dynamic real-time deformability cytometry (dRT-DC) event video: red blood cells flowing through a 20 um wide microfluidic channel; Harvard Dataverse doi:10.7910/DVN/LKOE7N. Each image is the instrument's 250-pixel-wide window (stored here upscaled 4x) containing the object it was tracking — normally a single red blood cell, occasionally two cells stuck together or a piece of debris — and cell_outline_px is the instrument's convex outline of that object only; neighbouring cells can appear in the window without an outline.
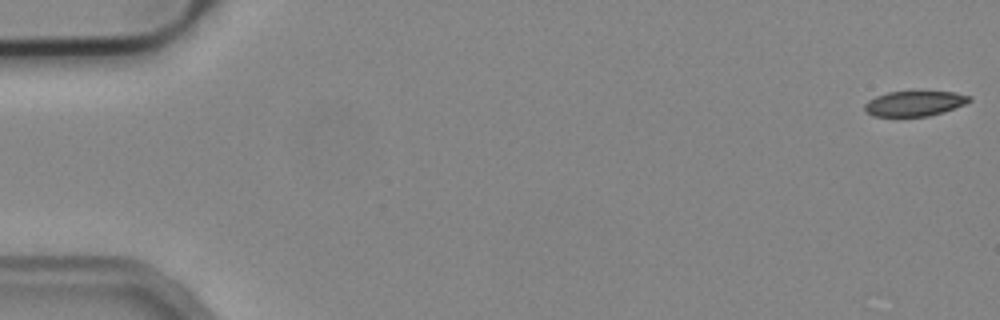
{"species": "common noctule bat (a hibernating species)", "species_latin": "Nyctalus noctula", "temperature_condition": "cold", "stored_images_in_passage": 54, "camera_frame_rate_fps": 3000, "um_per_image_px": 0.085, "animal": {"sex": "male", "body_mass_g": 19.2, "forearm_length_mm": 51.8}, "frame": {"image": 1, "passage_image": 1, "time_ms": 0.0, "image_size_px": [1000, 320], "cell_outline_px": [[972, 100], [964, 104], [944, 112], [928, 116], [872, 116], [864, 108], [864, 104], [868, 100], [876, 96], [888, 92], [956, 92], [972, 96]], "centroid_in_image_um": [77.75, 8.79], "position_along_channel_um": 7.3, "area_um2": 15.26}}
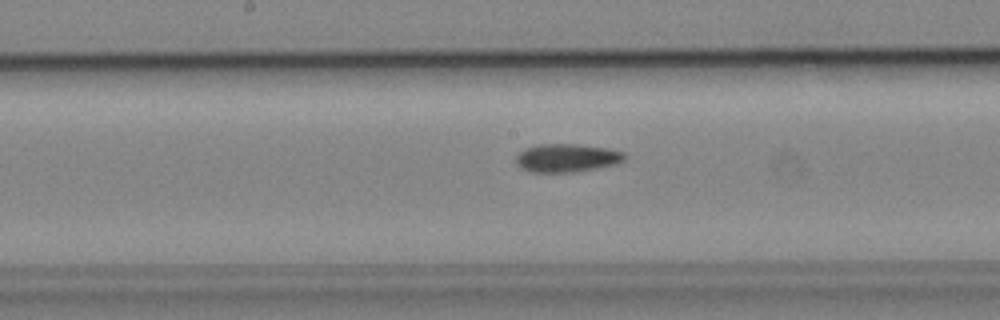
{"frame": {"image": 2, "passage_image": 28, "time_ms": 9.0, "image_size_px": [1000, 320], "cell_outline_px": [[628, 156], [624, 160], [616, 164], [576, 172], [532, 172], [520, 168], [516, 164], [516, 156], [524, 148], [540, 144], [576, 144], [604, 148], [624, 152]], "centroid_in_image_um": [48.17, 13.43], "position_along_channel_um": 200.0, "area_um2": 17.92}}
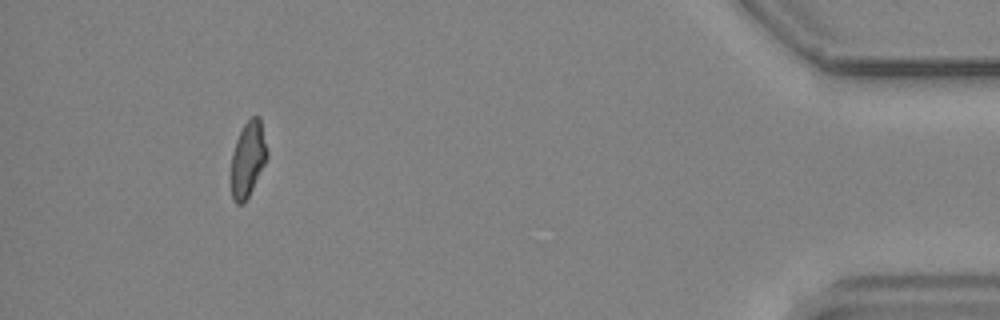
{"frame": {"image": 3, "passage_image": 50, "time_ms": 16.333, "image_size_px": [1000, 320], "cell_outline_px": [[268, 156], [244, 204], [236, 204], [232, 200], [232, 152], [236, 140], [244, 124], [252, 116], [260, 116], [268, 152]], "centroid_in_image_um": [21.08, 13.5], "position_along_channel_um": 414.1, "area_um2": 15.61}, "authors_computed_cell_mechanics": {"area_um2": 17.1666, "velocity_mm_per_s": 3.8235, "shape_relaxation_time_tau1_ms": null, "shape_relaxation_time_tau2_ms": 4.9134, "deformation_change_tau1": null, "deformation_change_tau2": 0.1088}}